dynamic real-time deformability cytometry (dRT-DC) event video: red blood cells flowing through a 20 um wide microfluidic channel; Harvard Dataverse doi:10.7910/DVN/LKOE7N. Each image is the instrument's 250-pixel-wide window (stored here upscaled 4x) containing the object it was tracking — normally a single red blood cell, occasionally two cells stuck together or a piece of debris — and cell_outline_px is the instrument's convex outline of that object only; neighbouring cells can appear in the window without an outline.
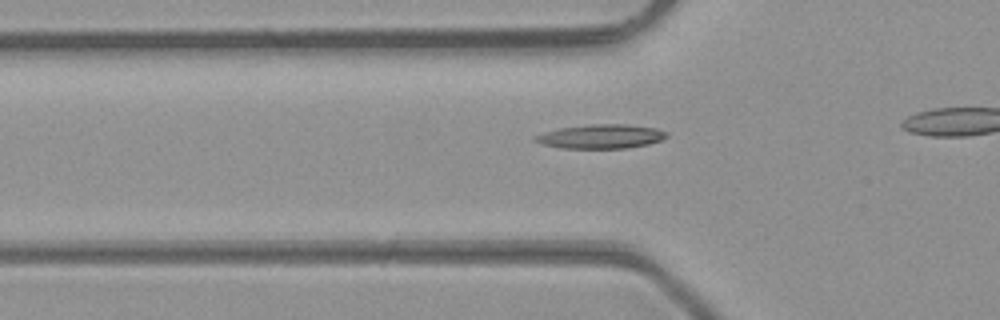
{"species": "common noctule bat (a hibernating species)", "species_latin": "Nyctalus noctula", "temperature_condition": "room temperature", "stored_images_in_passage": 12, "camera_frame_rate_fps": 3000, "um_per_image_px": 0.085, "animal": {"sex": "male", "body_mass_g": 23.1, "forearm_length_mm": 52.7}, "frame": {"image": 1, "passage_image": 7, "time_ms": 2.0, "image_size_px": [1000, 320], "cell_outline_px": [[668, 136], [660, 140], [648, 144], [628, 148], [564, 148], [540, 144], [532, 140], [536, 136], [544, 132], [560, 128], [588, 124], [628, 124], [656, 128], [668, 132]], "centroid_in_image_um": [51.09, 11.59], "position_along_channel_um": 74.7, "area_um2": 18.5}}
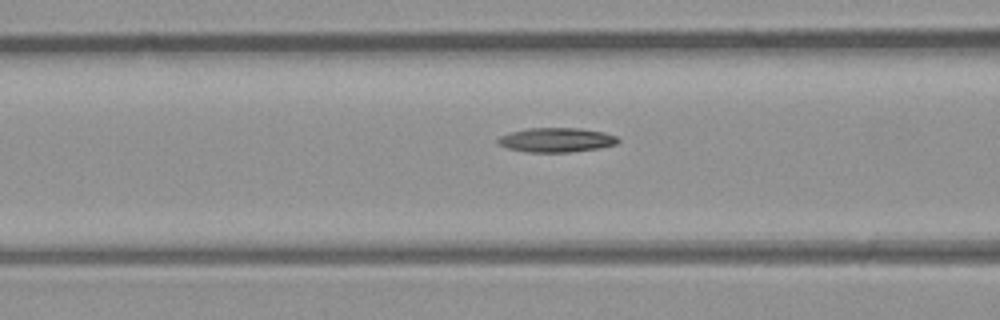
{"frame": {"image": 2, "passage_image": 10, "time_ms": 3.0, "image_size_px": [1000, 320], "cell_outline_px": [[620, 140], [616, 144], [596, 148], [568, 152], [528, 152], [508, 148], [500, 144], [496, 140], [500, 136], [512, 132], [528, 128], [580, 128], [604, 132], [616, 136]], "centroid_in_image_um": [47.3, 11.89], "position_along_channel_um": 119.3, "area_um2": 16.82}}